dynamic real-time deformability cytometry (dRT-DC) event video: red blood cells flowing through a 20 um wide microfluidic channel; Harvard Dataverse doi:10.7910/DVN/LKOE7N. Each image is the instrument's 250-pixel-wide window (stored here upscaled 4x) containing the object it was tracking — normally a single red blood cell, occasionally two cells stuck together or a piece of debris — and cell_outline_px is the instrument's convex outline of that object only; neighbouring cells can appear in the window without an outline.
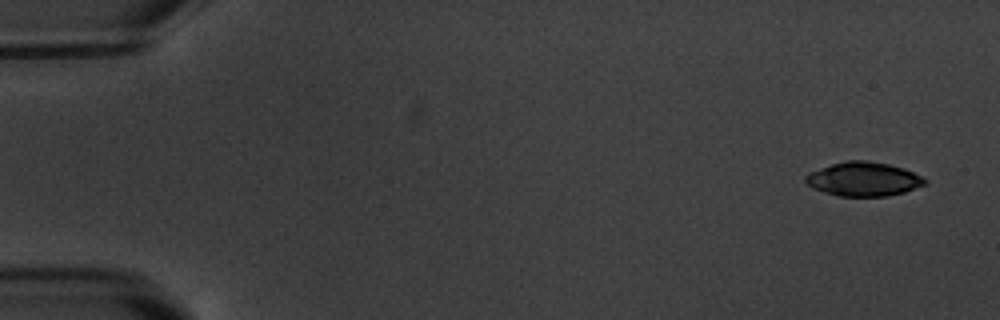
{"species": "common noctule bat (a hibernating species)", "species_latin": "Nyctalus noctula", "temperature_condition": "warm", "stored_images_in_passage": 6, "camera_frame_rate_fps": 3000, "um_per_image_px": 0.085, "animal": {"sex": "male", "body_mass_g": 20.1, "forearm_length_mm": 53.5}, "frame": {"image": 1, "passage_image": 1, "time_ms": 0.0, "image_size_px": [1000, 320], "cell_outline_px": [[928, 184], [904, 192], [888, 196], [840, 196], [824, 192], [812, 188], [804, 180], [804, 176], [808, 172], [844, 160], [868, 160], [888, 164], [904, 168], [924, 176], [928, 180]], "centroid_in_image_um": [73.43, 15.21], "position_along_channel_um": 11.6, "area_um2": 23.99}}
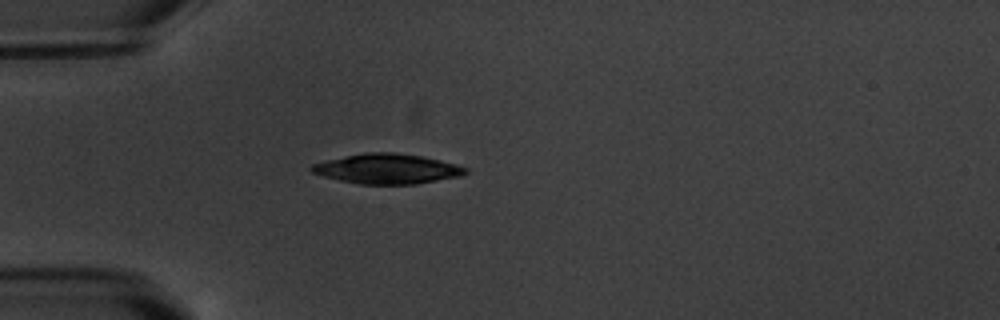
{"frame": {"image": 2, "passage_image": 5, "time_ms": 4.667, "image_size_px": [1000, 320], "cell_outline_px": [[468, 172], [460, 176], [416, 184], [360, 184], [340, 180], [324, 176], [312, 172], [308, 168], [312, 164], [344, 156], [364, 152], [396, 152], [420, 156], [440, 160], [456, 164], [468, 168]], "centroid_in_image_um": [32.91, 14.34], "position_along_channel_um": 52.1, "area_um2": 26.76}}